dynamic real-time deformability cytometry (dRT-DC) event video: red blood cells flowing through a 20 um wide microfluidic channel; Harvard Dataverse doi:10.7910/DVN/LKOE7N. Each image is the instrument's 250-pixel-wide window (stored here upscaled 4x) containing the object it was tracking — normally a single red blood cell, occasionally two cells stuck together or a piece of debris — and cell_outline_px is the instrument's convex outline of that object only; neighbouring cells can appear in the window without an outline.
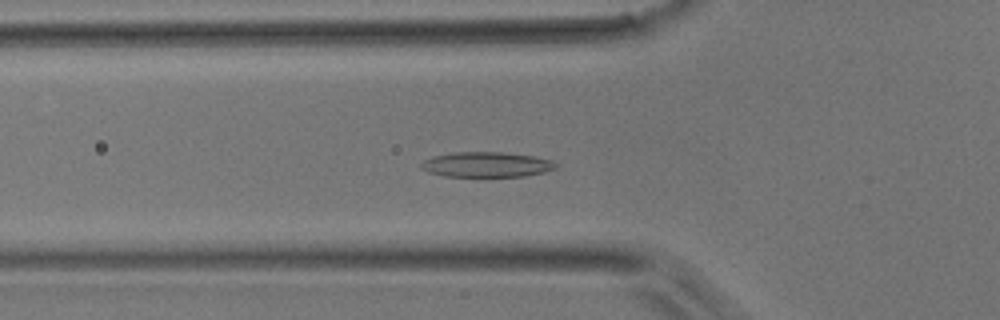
{"species": "common noctule bat (a hibernating species)", "species_latin": "Nyctalus noctula", "temperature_condition": "room temperature", "stored_images_in_passage": 49, "camera_frame_rate_fps": 3000, "um_per_image_px": 0.085, "animal": {"sex": "male", "body_mass_g": 17.9}, "frame": {"image": 1, "passage_image": 17, "time_ms": 5.333, "image_size_px": [1000, 320], "cell_outline_px": [[560, 164], [556, 168], [544, 172], [524, 176], [444, 176], [428, 172], [420, 168], [420, 164], [424, 160], [432, 156], [456, 152], [504, 152], [536, 156], [552, 160]], "centroid_in_image_um": [41.38, 13.98], "position_along_channel_um": 84.4, "area_um2": 19.88}}
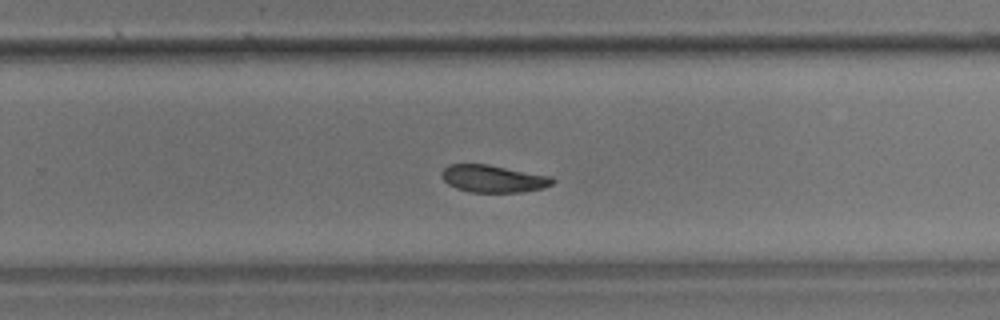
{"frame": {"image": 2, "passage_image": 32, "time_ms": 10.333, "image_size_px": [1000, 320], "cell_outline_px": [[556, 180], [552, 184], [544, 188], [524, 192], [468, 192], [456, 188], [448, 184], [440, 176], [440, 172], [448, 164], [488, 164], [552, 176]], "centroid_in_image_um": [41.93, 15.19], "position_along_channel_um": 287.9, "area_um2": 17.92}}
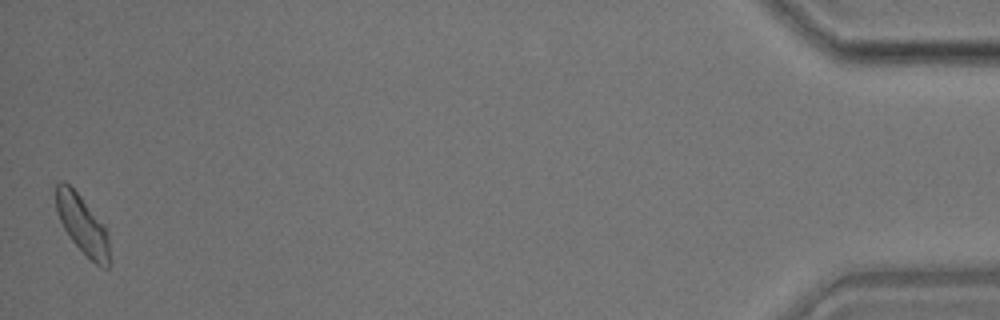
{"frame": {"image": 3, "passage_image": 49, "time_ms": 16.0, "image_size_px": [1000, 320], "cell_outline_px": [[108, 268], [104, 268], [96, 264], [72, 240], [64, 228], [60, 220], [56, 208], [56, 184], [60, 180], [64, 180], [80, 196], [104, 224], [108, 232]], "centroid_in_image_um": [6.99, 19.06], "position_along_channel_um": 428.2, "area_um2": 17.8}}